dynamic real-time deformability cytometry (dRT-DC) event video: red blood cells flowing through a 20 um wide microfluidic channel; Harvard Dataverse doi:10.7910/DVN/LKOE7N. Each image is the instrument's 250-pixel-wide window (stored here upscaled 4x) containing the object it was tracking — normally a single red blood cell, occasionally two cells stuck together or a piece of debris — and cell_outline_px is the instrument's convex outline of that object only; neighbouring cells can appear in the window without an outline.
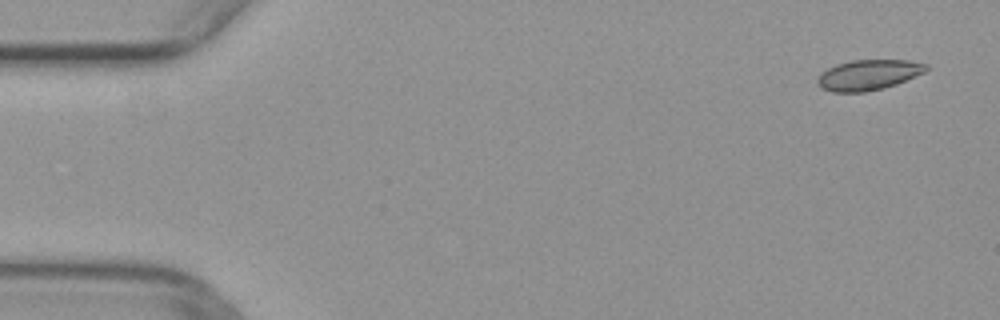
{"species": "common noctule bat (a hibernating species)", "species_latin": "Nyctalus noctula", "temperature_condition": "warm", "stored_images_in_passage": 37, "camera_frame_rate_fps": 3000, "um_per_image_px": 0.085, "animal": {"sex": "female", "body_mass_g": 29.2, "forearm_length_mm": 56.3}, "frame": {"image": 1, "passage_image": 1, "time_ms": 0.0, "image_size_px": [1000, 320], "cell_outline_px": [[928, 68], [924, 72], [896, 84], [884, 88], [864, 92], [832, 92], [820, 88], [816, 80], [820, 72], [836, 64], [852, 60], [908, 60], [928, 64]], "centroid_in_image_um": [73.78, 6.36], "position_along_channel_um": 11.2, "area_um2": 19.31}}
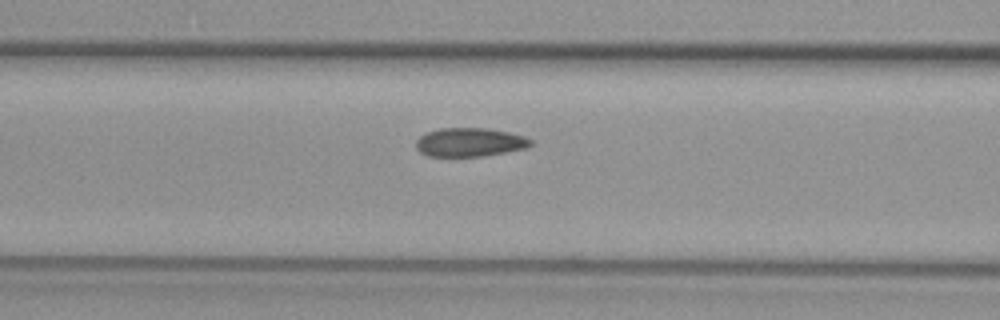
{"frame": {"image": 2, "passage_image": 19, "time_ms": 6.0, "image_size_px": [1000, 320], "cell_outline_px": [[532, 144], [528, 148], [484, 156], [428, 156], [420, 152], [416, 148], [416, 140], [424, 132], [440, 128], [488, 128], [512, 132], [524, 136], [532, 140]], "centroid_in_image_um": [39.94, 12.08], "position_along_channel_um": 126.7, "area_um2": 19.48}}
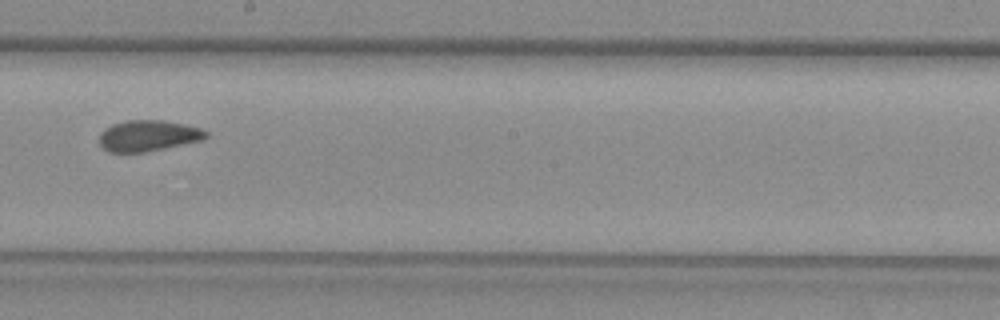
{"frame": {"image": 3, "passage_image": 27, "time_ms": 8.667, "image_size_px": [1000, 320], "cell_outline_px": [[208, 136], [204, 140], [144, 152], [108, 152], [100, 144], [100, 132], [104, 128], [112, 124], [128, 120], [164, 120], [184, 124], [200, 128], [208, 132]], "centroid_in_image_um": [12.6, 11.53], "position_along_channel_um": 235.6, "area_um2": 19.31}}